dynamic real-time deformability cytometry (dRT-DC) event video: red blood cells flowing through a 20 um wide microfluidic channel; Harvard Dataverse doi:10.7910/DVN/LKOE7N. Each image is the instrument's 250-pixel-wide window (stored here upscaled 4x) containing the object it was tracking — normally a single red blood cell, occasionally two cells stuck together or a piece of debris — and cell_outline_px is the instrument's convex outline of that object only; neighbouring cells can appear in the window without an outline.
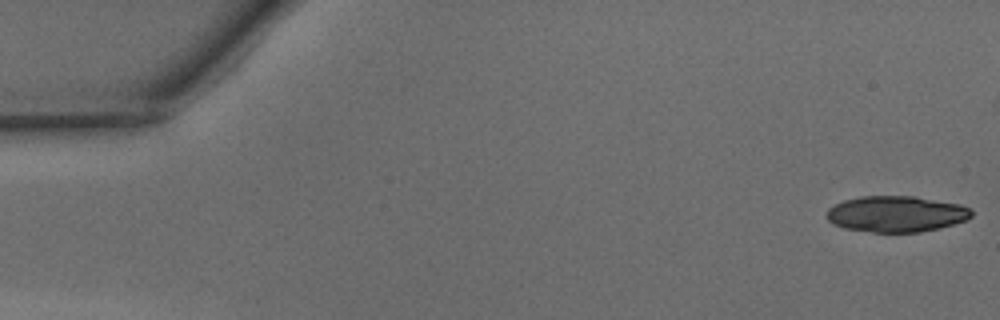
{"species": "common noctule bat (a hibernating species)", "species_latin": "Nyctalus noctula", "temperature_condition": "warm", "stored_images_in_passage": 48, "camera_frame_rate_fps": 3000, "um_per_image_px": 0.085, "animal": {"sex": "male", "body_mass_g": 15.6}, "frame": {"image": 1, "passage_image": 1, "time_ms": 0.0, "image_size_px": [1000, 320], "cell_outline_px": [[972, 216], [968, 220], [940, 228], [920, 232], [872, 232], [844, 228], [832, 224], [828, 220], [828, 208], [844, 200], [860, 196], [916, 196], [960, 204], [972, 208]], "centroid_in_image_um": [76.22, 18.18], "position_along_channel_um": 8.8, "area_um2": 30.63}}
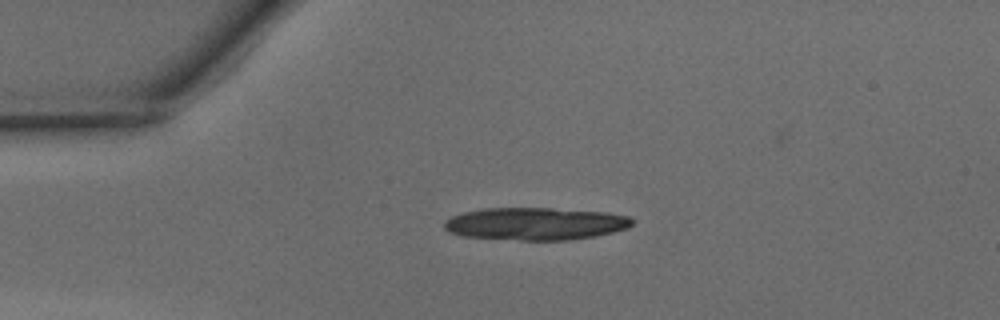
{"frame": {"image": 2, "passage_image": 11, "time_ms": 3.333, "image_size_px": [1000, 320], "cell_outline_px": [[632, 224], [628, 228], [596, 236], [568, 240], [520, 240], [460, 236], [448, 232], [444, 228], [444, 220], [452, 216], [464, 212], [484, 208], [552, 208], [608, 212], [628, 216], [632, 220]], "centroid_in_image_um": [45.49, 19.02], "position_along_channel_um": 39.5, "area_um2": 35.78}, "authors_computed_cell_mechanics": {"area_um2": 25.9811, "velocity_mm_per_s": 4.1659, "shape_relaxation_time_tau1_ms": 2.5812, "shape_relaxation_time_tau2_ms": 4.2819, "deformation_change_tau1": 0.1225, "deformation_change_tau2": 0.1405}}